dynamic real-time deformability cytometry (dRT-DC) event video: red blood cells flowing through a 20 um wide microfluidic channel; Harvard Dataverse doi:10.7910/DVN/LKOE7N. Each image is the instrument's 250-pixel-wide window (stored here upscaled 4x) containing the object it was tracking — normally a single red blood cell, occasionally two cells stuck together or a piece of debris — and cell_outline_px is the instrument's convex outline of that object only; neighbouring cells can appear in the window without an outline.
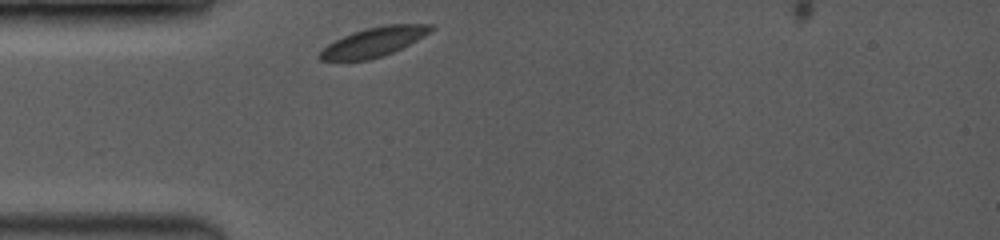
{"species": "common noctule bat (a hibernating species)", "species_latin": "Nyctalus noctula", "temperature_condition": "room temperature", "stored_images_in_passage": 34, "camera_frame_rate_fps": 3500, "um_per_image_px": 0.085, "animal": {"sex": "female", "body_mass_g": 19.0, "forearm_length_mm": 53.3}, "frame": {"image": 1, "passage_image": 1, "time_ms": 0.0, "image_size_px": [1000, 240], "cell_outline_px": [[436, 28], [424, 36], [384, 56], [368, 60], [320, 60], [316, 56], [328, 44], [352, 32], [364, 28], [384, 24], [432, 24]], "centroid_in_image_um": [31.78, 3.55], "position_along_channel_um": 53.2, "area_um2": 18.9}}
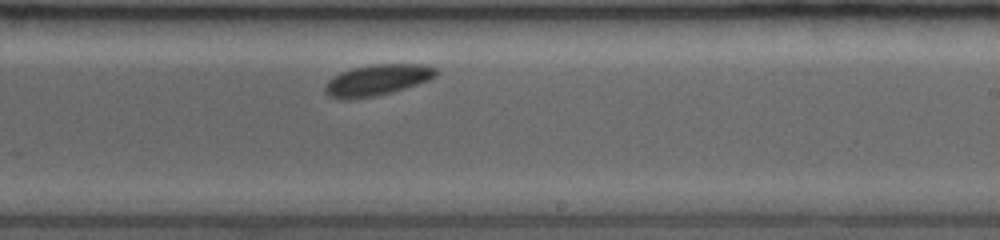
{"frame": {"image": 2, "passage_image": 20, "time_ms": 5.429, "image_size_px": [1000, 240], "cell_outline_px": [[440, 72], [432, 80], [392, 92], [376, 96], [348, 100], [340, 100], [328, 96], [324, 92], [324, 84], [328, 80], [340, 72], [352, 68], [368, 64], [428, 64], [436, 68]], "centroid_in_image_um": [32.07, 6.8], "position_along_channel_um": 256.9, "area_um2": 20.69}}
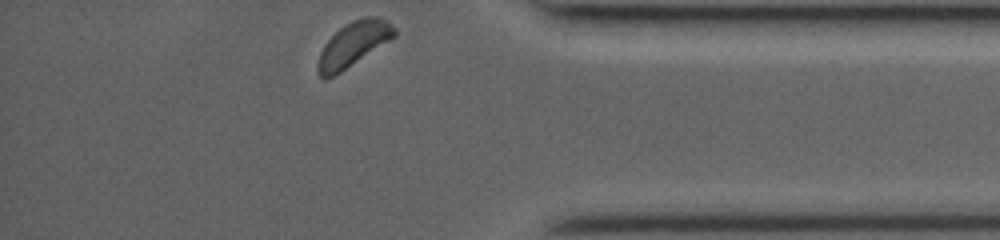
{"frame": {"image": 3, "passage_image": 34, "time_ms": 9.429, "image_size_px": [1000, 240], "cell_outline_px": [[396, 36], [340, 72], [324, 80], [316, 72], [316, 64], [320, 52], [324, 44], [344, 24], [364, 16], [376, 16], [388, 20], [396, 28]], "centroid_in_image_um": [30.03, 3.75], "position_along_channel_um": 405.2, "area_um2": 19.83}}